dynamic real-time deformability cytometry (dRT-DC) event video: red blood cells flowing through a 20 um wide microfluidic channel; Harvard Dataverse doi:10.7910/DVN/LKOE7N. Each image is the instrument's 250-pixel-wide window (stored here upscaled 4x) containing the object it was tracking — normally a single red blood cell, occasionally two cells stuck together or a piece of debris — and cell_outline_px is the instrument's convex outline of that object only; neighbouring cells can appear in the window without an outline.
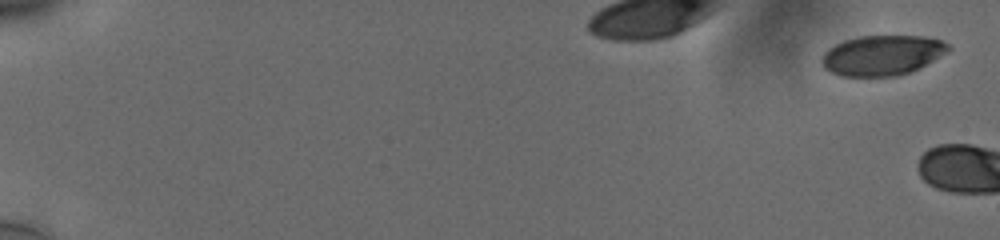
{"species": "human", "species_latin": "Homo sapiens", "temperature_condition": "cold", "stored_images_in_passage": 3, "camera_frame_rate_fps": 3000, "um_per_image_px": 0.085, "donor": {"sex": "male"}, "frame": {"image": 1, "passage_image": 1, "time_ms": 0.0, "image_size_px": [1000, 240], "cell_outline_px": [[952, 48], [920, 68], [912, 72], [896, 76], [840, 76], [824, 68], [820, 64], [820, 56], [828, 48], [844, 40], [860, 36], [924, 36], [944, 40]], "centroid_in_image_um": [74.96, 4.7], "position_along_channel_um": 10.0, "area_um2": 29.82}}